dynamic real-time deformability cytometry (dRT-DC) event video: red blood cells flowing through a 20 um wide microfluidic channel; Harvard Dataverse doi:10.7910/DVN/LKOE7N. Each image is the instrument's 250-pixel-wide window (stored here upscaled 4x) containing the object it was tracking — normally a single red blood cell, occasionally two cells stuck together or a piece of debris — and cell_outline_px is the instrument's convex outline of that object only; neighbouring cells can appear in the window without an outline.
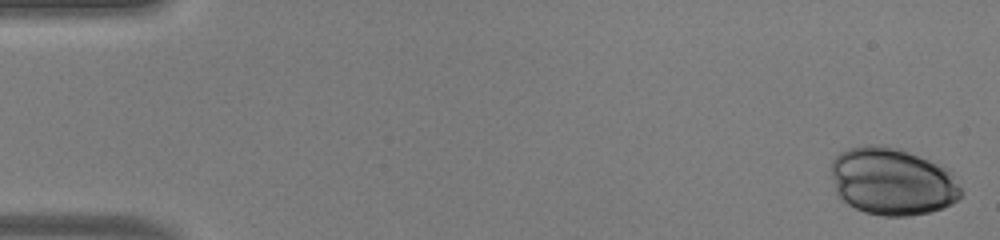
{"species": "human", "species_latin": "Homo sapiens", "temperature_condition": "warm", "stored_images_in_passage": 49, "camera_frame_rate_fps": 3000, "um_per_image_px": 0.085, "donor": {"sex": "male"}, "frame": {"image": 1, "passage_image": 1, "time_ms": 0.0, "image_size_px": [1000, 240], "cell_outline_px": [[964, 192], [952, 204], [944, 208], [928, 212], [908, 216], [884, 216], [864, 212], [848, 204], [836, 196], [832, 176], [832, 160], [840, 152], [848, 148], [864, 144], [876, 144], [900, 148], [928, 160], [952, 172]], "centroid_in_image_um": [75.83, 15.42], "position_along_channel_um": 9.2, "area_um2": 51.33}}
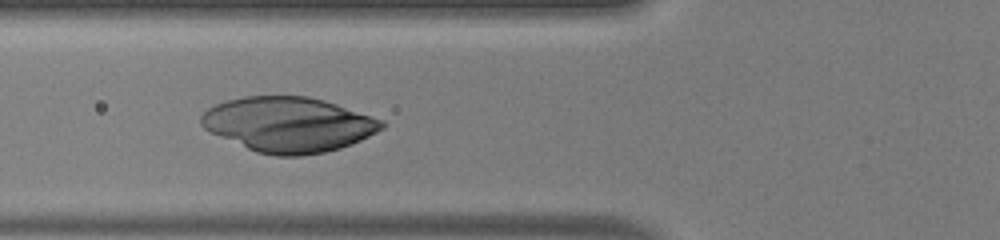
{"frame": {"image": 2, "passage_image": 19, "time_ms": 6.0, "image_size_px": [1000, 240], "cell_outline_px": [[388, 124], [384, 128], [352, 144], [340, 148], [324, 152], [300, 156], [276, 156], [256, 152], [212, 132], [204, 128], [200, 124], [200, 116], [208, 108], [216, 104], [228, 100], [244, 96], [308, 96], [324, 100], [384, 120]], "centroid_in_image_um": [24.54, 10.58], "position_along_channel_um": 101.3, "area_um2": 57.68}}
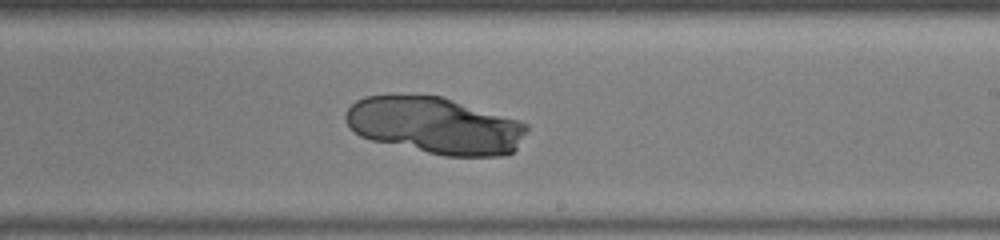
{"frame": {"image": 3, "passage_image": 30, "time_ms": 9.667, "image_size_px": [1000, 240], "cell_outline_px": [[528, 128], [516, 148], [508, 156], [444, 156], [372, 140], [360, 136], [348, 128], [344, 120], [344, 116], [348, 108], [356, 100], [364, 96], [440, 96], [520, 120], [528, 124]], "centroid_in_image_um": [36.97, 10.68], "position_along_channel_um": 252.0, "area_um2": 59.77}}